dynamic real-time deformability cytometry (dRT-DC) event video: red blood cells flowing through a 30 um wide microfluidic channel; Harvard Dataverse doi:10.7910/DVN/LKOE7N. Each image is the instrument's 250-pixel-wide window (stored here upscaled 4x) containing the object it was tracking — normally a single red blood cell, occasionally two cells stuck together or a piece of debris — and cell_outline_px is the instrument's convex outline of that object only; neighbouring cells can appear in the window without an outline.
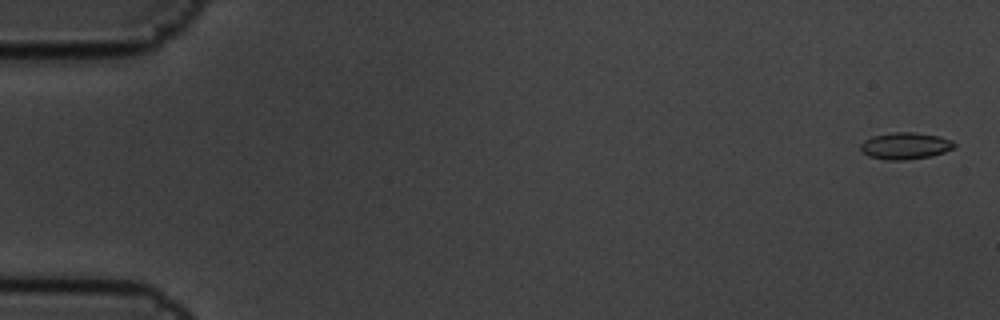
{"species": "common noctule bat (a hibernating species)", "species_latin": "Nyctalus noctula", "temperature_condition": "cold", "stored_images_in_passage": 16, "camera_frame_rate_fps": 3000, "um_per_image_px": 0.085, "animal": {"sex": "male", "body_mass_g": 19.5, "forearm_length_mm": 54.6}, "frame": {"image": 1, "passage_image": 1, "time_ms": 0.0, "image_size_px": [1000, 320], "cell_outline_px": [[956, 148], [932, 156], [904, 160], [884, 160], [868, 156], [860, 148], [860, 144], [864, 140], [872, 136], [892, 132], [916, 132], [940, 136], [952, 140], [956, 144]], "centroid_in_image_um": [76.97, 12.39], "position_along_channel_um": 8.0, "area_um2": 14.85}}
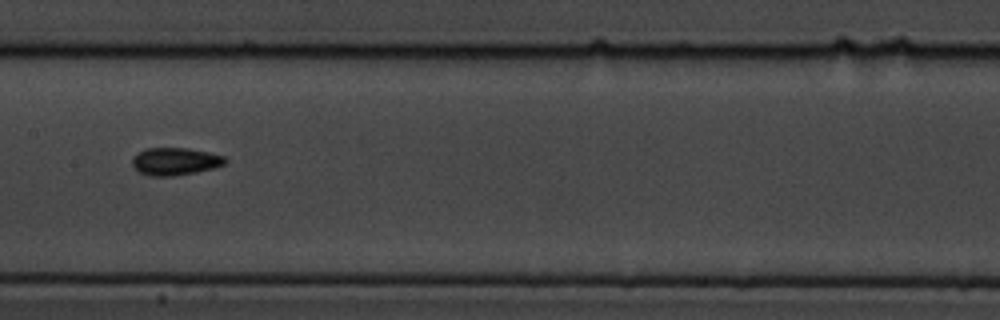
{"frame": {"image": 2, "passage_image": 9, "time_ms": 2.667, "image_size_px": [1000, 320], "cell_outline_px": [[228, 160], [224, 164], [212, 168], [196, 172], [172, 176], [148, 176], [140, 172], [132, 164], [132, 156], [144, 148], [188, 148], [208, 152], [224, 156]], "centroid_in_image_um": [14.86, 13.71], "position_along_channel_um": 192.5, "area_um2": 14.91}}
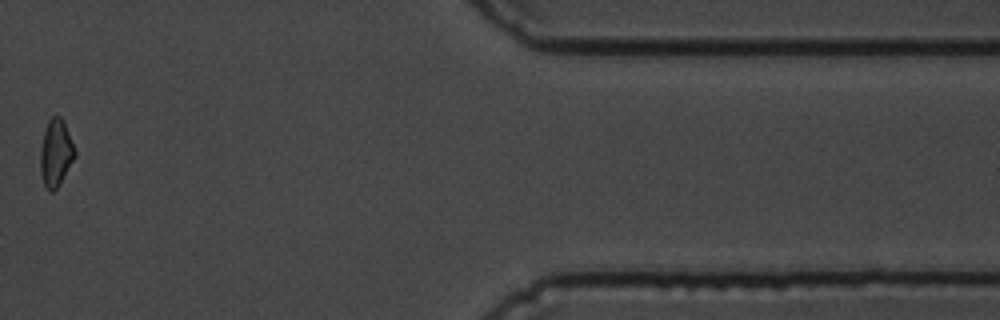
{"frame": {"image": 3, "passage_image": 15, "time_ms": 4.667, "image_size_px": [1000, 320], "cell_outline_px": [[76, 156], [60, 184], [52, 192], [48, 192], [44, 184], [40, 172], [40, 152], [44, 132], [48, 120], [52, 116], [60, 116], [64, 120], [76, 148]], "centroid_in_image_um": [4.77, 13.0], "position_along_channel_um": 406.6, "area_um2": 13.76}}